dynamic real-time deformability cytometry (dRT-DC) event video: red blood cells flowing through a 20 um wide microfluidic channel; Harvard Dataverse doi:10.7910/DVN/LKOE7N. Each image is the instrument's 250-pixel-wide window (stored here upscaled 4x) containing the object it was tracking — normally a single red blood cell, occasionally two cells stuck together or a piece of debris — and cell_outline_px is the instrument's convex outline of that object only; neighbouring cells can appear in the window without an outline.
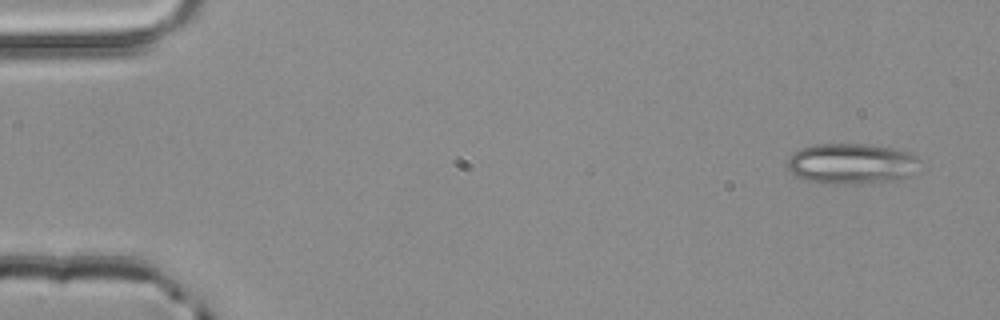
{"species": "common noctule bat (a hibernating species)", "species_latin": "Nyctalus noctula", "temperature_condition": "room temperature", "stored_images_in_passage": 3, "camera_frame_rate_fps": 3000, "um_per_image_px": 0.085, "animal": {"sex": "male", "body_mass_g": 20.4}, "frame": {"image": 1, "passage_image": 1, "time_ms": 0.0, "image_size_px": [1000, 320], "cell_outline_px": [[920, 160], [912, 176], [900, 180], [836, 184], [824, 184], [804, 180], [796, 176], [788, 168], [788, 156], [800, 148], [816, 144], [868, 144], [896, 148], [908, 152], [916, 156]], "centroid_in_image_um": [72.38, 13.91], "position_along_channel_um": 12.6, "area_um2": 31.62}}
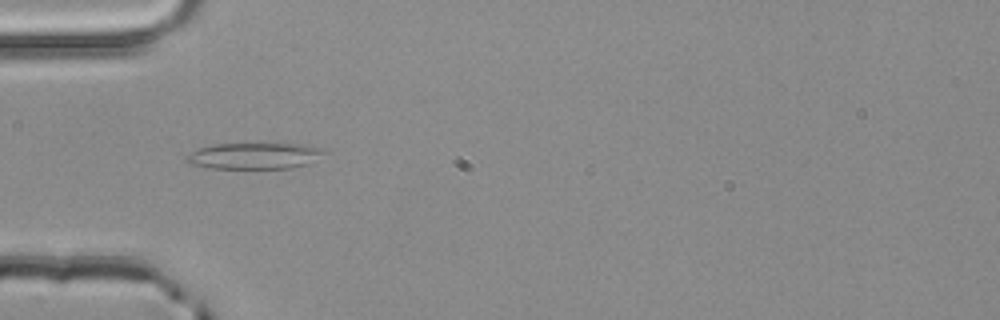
{"frame": {"image": 2, "passage_image": 3, "time_ms": 0.667, "image_size_px": [1000, 320], "cell_outline_px": [[332, 152], [308, 164], [292, 168], [212, 168], [188, 164], [184, 156], [200, 148], [212, 144], [312, 144], [324, 148]], "centroid_in_image_um": [21.74, 13.24], "position_along_channel_um": 63.3, "area_um2": 21.5}}